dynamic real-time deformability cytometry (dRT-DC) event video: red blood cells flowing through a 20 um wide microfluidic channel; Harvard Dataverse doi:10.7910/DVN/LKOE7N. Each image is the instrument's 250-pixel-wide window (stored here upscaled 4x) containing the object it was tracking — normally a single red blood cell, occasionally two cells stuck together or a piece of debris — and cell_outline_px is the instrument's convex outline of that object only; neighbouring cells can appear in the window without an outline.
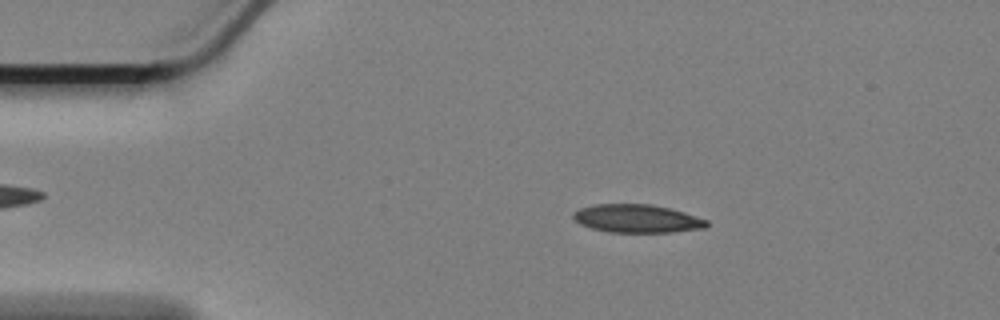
{"species": "Egyptian fruit bat (a non-hibernating species)", "species_latin": "Rousettus aegyptiacus", "temperature_condition": "cold", "stored_images_in_passage": 58, "camera_frame_rate_fps": 3000, "um_per_image_px": 0.085, "animal": {"sex": "female"}, "frame": {"image": 1, "passage_image": 10, "time_ms": 3.0, "image_size_px": [1000, 320], "cell_outline_px": [[708, 224], [704, 228], [672, 232], [608, 232], [592, 228], [580, 224], [572, 216], [580, 208], [596, 204], [652, 204], [684, 212], [708, 220]], "centroid_in_image_um": [54.16, 18.58], "position_along_channel_um": 30.8, "area_um2": 21.73}}
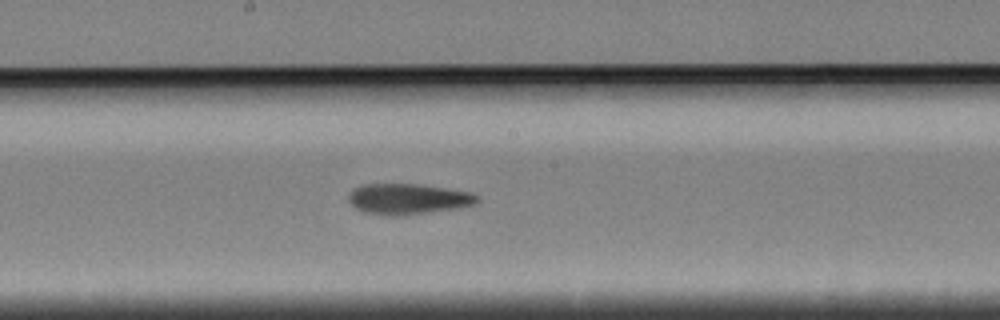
{"frame": {"image": 2, "passage_image": 30, "time_ms": 9.667, "image_size_px": [1000, 320], "cell_outline_px": [[480, 200], [476, 204], [460, 208], [404, 216], [388, 216], [364, 212], [356, 208], [348, 200], [348, 196], [352, 188], [364, 184], [420, 184], [472, 192], [480, 196]], "centroid_in_image_um": [34.72, 16.92], "position_along_channel_um": 213.5, "area_um2": 23.47}}
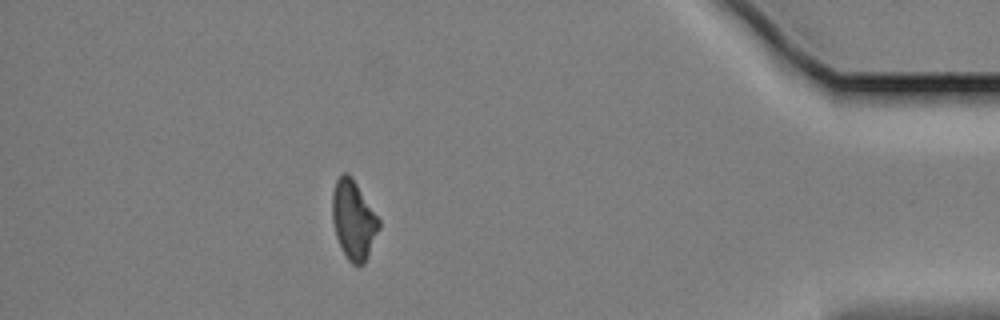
{"frame": {"image": 3, "passage_image": 51, "time_ms": 16.667, "image_size_px": [1000, 320], "cell_outline_px": [[380, 228], [368, 256], [364, 264], [352, 264], [348, 260], [336, 236], [332, 220], [332, 192], [336, 180], [344, 172], [352, 176], [380, 220]], "centroid_in_image_um": [30.05, 18.68], "position_along_channel_um": 405.1, "area_um2": 21.39}, "authors_computed_cell_mechanics": {"area_um2": 22.5131, "velocity_mm_per_s": 3.4037, "shape_relaxation_time_tau1_ms": null, "shape_relaxation_time_tau2_ms": 10.2798, "deformation_change_tau1": null, "deformation_change_tau2": 0.1874}}